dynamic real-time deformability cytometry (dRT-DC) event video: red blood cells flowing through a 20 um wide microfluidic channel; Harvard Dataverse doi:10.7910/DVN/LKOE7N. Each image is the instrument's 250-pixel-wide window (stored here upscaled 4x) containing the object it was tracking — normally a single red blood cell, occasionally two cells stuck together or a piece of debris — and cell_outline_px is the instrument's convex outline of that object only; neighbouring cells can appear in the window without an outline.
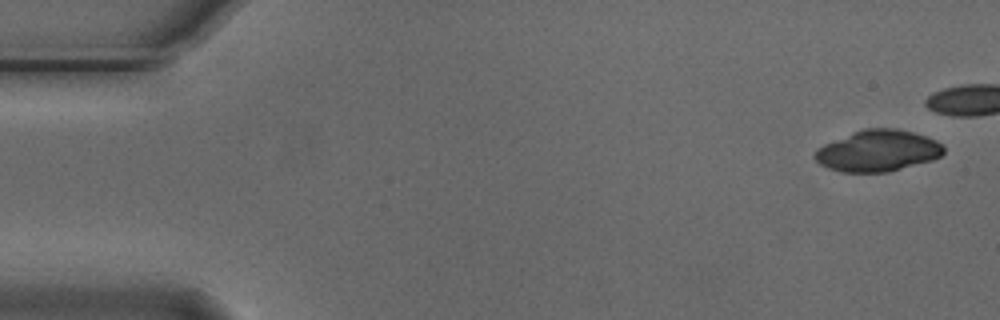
{"species": "Egyptian fruit bat (a non-hibernating species)", "species_latin": "Rousettus aegyptiacus", "temperature_condition": "cold", "stored_images_in_passage": 5, "camera_frame_rate_fps": 3000, "um_per_image_px": 0.085, "animal": {"sex": "male"}, "frame": {"image": 1, "passage_image": 1, "time_ms": 0.0, "image_size_px": [1000, 320], "cell_outline_px": [[944, 152], [940, 156], [932, 160], [888, 172], [840, 172], [828, 168], [820, 164], [812, 156], [816, 148], [824, 144], [852, 132], [864, 128], [896, 128], [912, 132], [936, 140], [944, 148]], "centroid_in_image_um": [74.57, 12.82], "position_along_channel_um": 10.4, "area_um2": 31.04}}
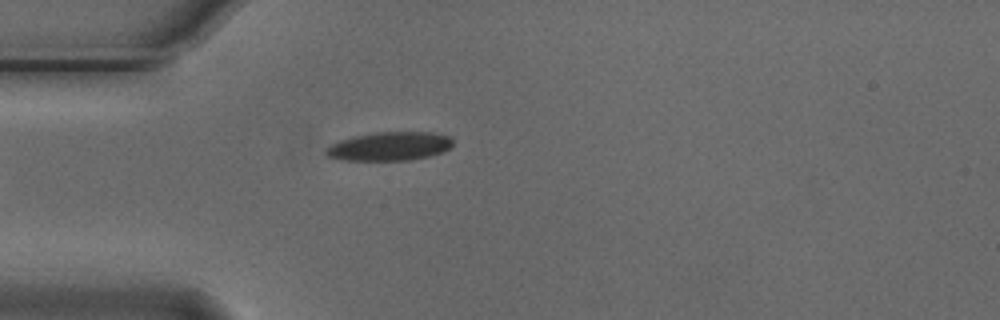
{"frame": {"image": 2, "passage_image": 5, "time_ms": 1.333, "image_size_px": [1000, 320], "cell_outline_px": [[452, 144], [444, 152], [428, 156], [408, 160], [344, 160], [328, 156], [324, 152], [332, 144], [340, 140], [352, 136], [376, 132], [432, 132], [452, 136]], "centroid_in_image_um": [33.14, 12.42], "position_along_channel_um": 51.9, "area_um2": 21.15}}